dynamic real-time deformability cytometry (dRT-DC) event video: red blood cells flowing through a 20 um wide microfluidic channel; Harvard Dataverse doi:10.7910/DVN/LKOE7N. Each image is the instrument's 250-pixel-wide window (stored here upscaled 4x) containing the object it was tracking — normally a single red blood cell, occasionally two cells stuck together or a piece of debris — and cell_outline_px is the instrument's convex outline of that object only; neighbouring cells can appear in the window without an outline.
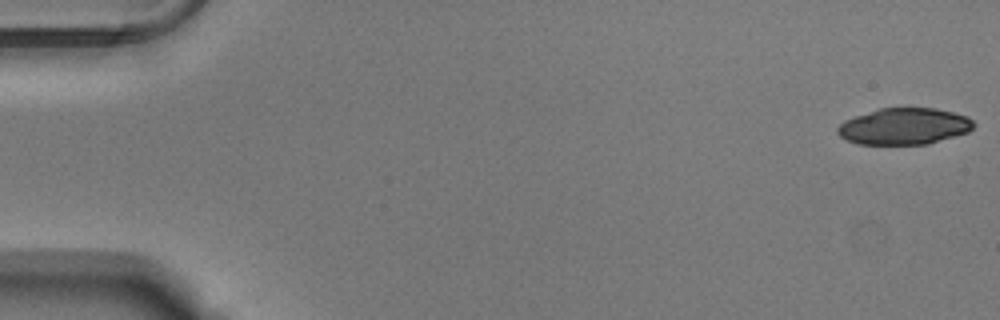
{"species": "Egyptian fruit bat (a non-hibernating species)", "species_latin": "Rousettus aegyptiacus", "temperature_condition": "warm", "stored_images_in_passage": 53, "camera_frame_rate_fps": 3000, "um_per_image_px": 0.085, "animal": {"sex": "male"}, "frame": {"image": 1, "passage_image": 1, "time_ms": 0.0, "image_size_px": [1000, 320], "cell_outline_px": [[976, 124], [968, 132], [928, 144], [856, 144], [840, 136], [836, 132], [836, 128], [844, 120], [880, 108], [936, 108], [968, 116]], "centroid_in_image_um": [76.86, 10.74], "position_along_channel_um": 8.1, "area_um2": 28.9}}
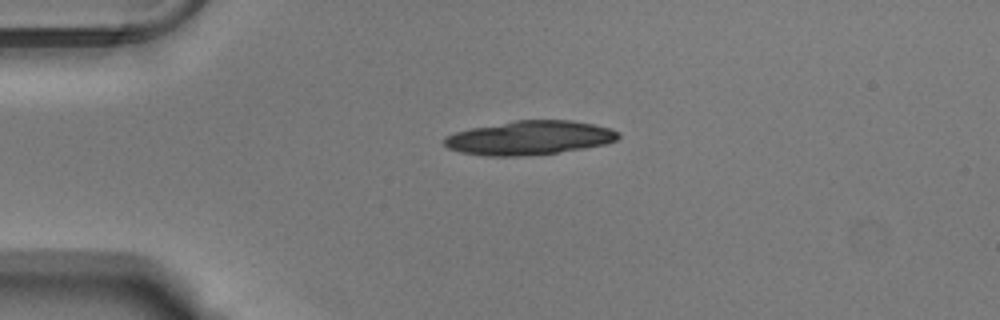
{"frame": {"image": 2, "passage_image": 13, "time_ms": 4.0, "image_size_px": [1000, 320], "cell_outline_px": [[620, 136], [616, 140], [608, 144], [584, 148], [556, 152], [520, 156], [484, 156], [460, 152], [448, 148], [444, 144], [444, 136], [456, 132], [472, 128], [516, 120], [572, 120], [612, 128], [620, 132]], "centroid_in_image_um": [45.03, 11.71], "position_along_channel_um": 40.0, "area_um2": 34.45}}